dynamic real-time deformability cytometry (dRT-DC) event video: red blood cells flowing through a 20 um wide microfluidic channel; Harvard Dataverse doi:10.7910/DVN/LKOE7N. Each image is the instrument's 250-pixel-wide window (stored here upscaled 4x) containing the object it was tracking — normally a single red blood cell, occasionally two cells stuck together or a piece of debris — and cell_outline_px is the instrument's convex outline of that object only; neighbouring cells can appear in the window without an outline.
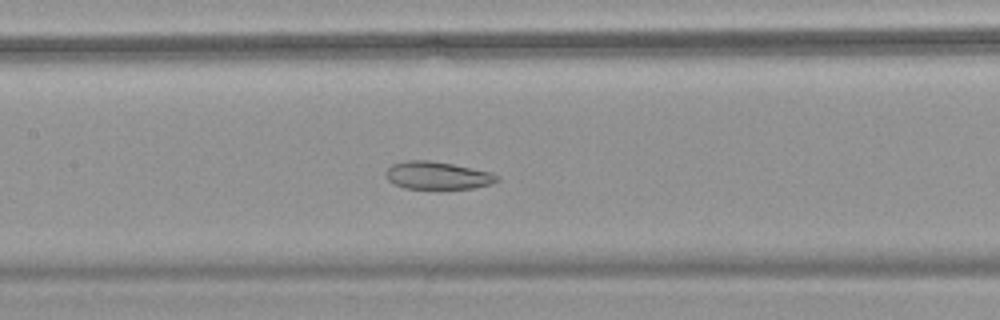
{"species": "common noctule bat (a hibernating species)", "species_latin": "Nyctalus noctula", "temperature_condition": "warm", "stored_images_in_passage": 56, "camera_frame_rate_fps": 3000, "um_per_image_px": 0.085, "animal": {"sex": "female", "body_mass_g": 18.4}, "frame": {"image": 1, "passage_image": 28, "time_ms": 9.0, "image_size_px": [1000, 320], "cell_outline_px": [[500, 180], [492, 184], [472, 188], [404, 188], [388, 180], [384, 172], [392, 164], [408, 160], [428, 160], [452, 164], [492, 172], [500, 176]], "centroid_in_image_um": [37.21, 14.91], "position_along_channel_um": 170.2, "area_um2": 17.86}}
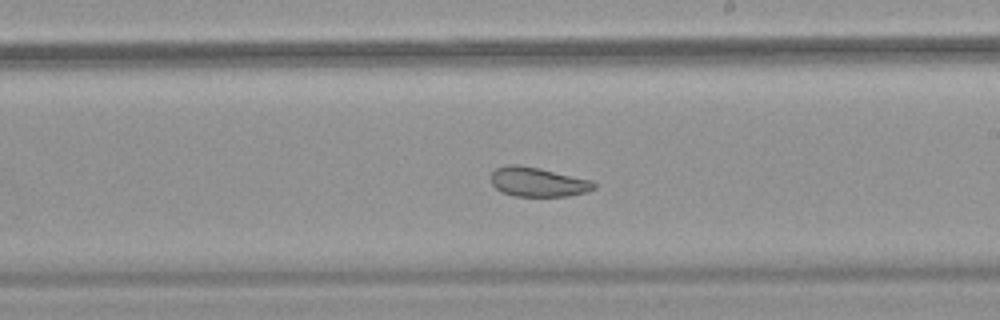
{"frame": {"image": 2, "passage_image": 34, "time_ms": 11.0, "image_size_px": [1000, 320], "cell_outline_px": [[596, 188], [588, 192], [568, 196], [512, 196], [500, 192], [492, 184], [492, 172], [496, 168], [508, 164], [516, 164], [540, 168], [592, 180], [596, 184]], "centroid_in_image_um": [45.73, 15.47], "position_along_channel_um": 243.3, "area_um2": 17.8}}
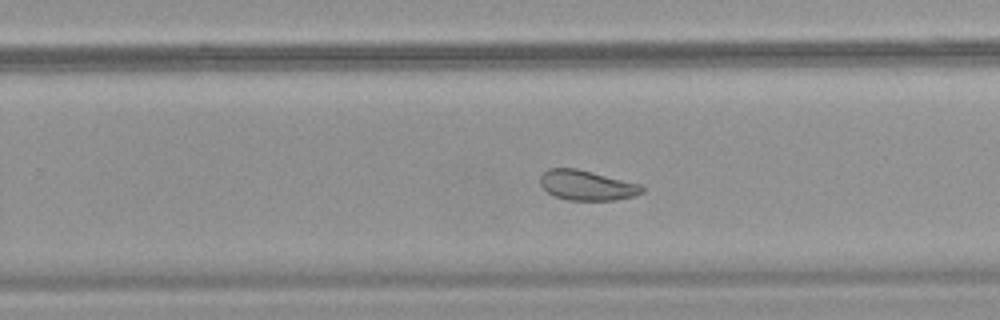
{"frame": {"image": 3, "passage_image": 37, "time_ms": 12.0, "image_size_px": [1000, 320], "cell_outline_px": [[644, 192], [632, 196], [612, 200], [568, 200], [556, 196], [548, 192], [540, 184], [540, 176], [548, 168], [576, 168], [640, 184], [644, 188]], "centroid_in_image_um": [49.87, 15.74], "position_along_channel_um": 279.9, "area_um2": 17.57}, "authors_computed_cell_mechanics": {"area_um2": 24.5361, "velocity_mm_per_s": 3.684, "shape_relaxation_time_tau1_ms": null, "shape_relaxation_time_tau2_ms": 2.2473, "deformation_change_tau1": null, "deformation_change_tau2": 0.0793}}